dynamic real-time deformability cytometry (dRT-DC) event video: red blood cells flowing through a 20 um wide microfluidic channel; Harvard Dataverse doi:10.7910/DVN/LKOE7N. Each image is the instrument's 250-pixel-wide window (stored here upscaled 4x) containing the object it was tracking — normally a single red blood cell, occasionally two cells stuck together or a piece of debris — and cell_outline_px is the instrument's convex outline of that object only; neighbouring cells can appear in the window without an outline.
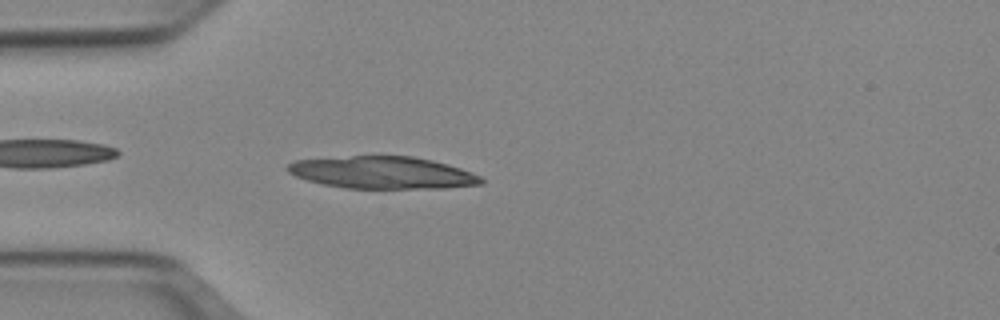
{"species": "Egyptian fruit bat (a non-hibernating species)", "species_latin": "Rousettus aegyptiacus", "temperature_condition": "cold", "stored_images_in_passage": 49, "camera_frame_rate_fps": 3000, "um_per_image_px": 0.085, "animal": {"sex": "female"}, "frame": {"image": 1, "passage_image": 13, "time_ms": 4.0, "image_size_px": [1000, 320], "cell_outline_px": [[484, 184], [444, 188], [344, 188], [324, 184], [308, 180], [296, 176], [288, 172], [284, 168], [288, 164], [296, 160], [352, 156], [412, 156], [432, 160], [448, 164], [472, 172], [480, 176], [484, 180]], "centroid_in_image_um": [32.54, 14.67], "position_along_channel_um": 52.5, "area_um2": 36.3}}